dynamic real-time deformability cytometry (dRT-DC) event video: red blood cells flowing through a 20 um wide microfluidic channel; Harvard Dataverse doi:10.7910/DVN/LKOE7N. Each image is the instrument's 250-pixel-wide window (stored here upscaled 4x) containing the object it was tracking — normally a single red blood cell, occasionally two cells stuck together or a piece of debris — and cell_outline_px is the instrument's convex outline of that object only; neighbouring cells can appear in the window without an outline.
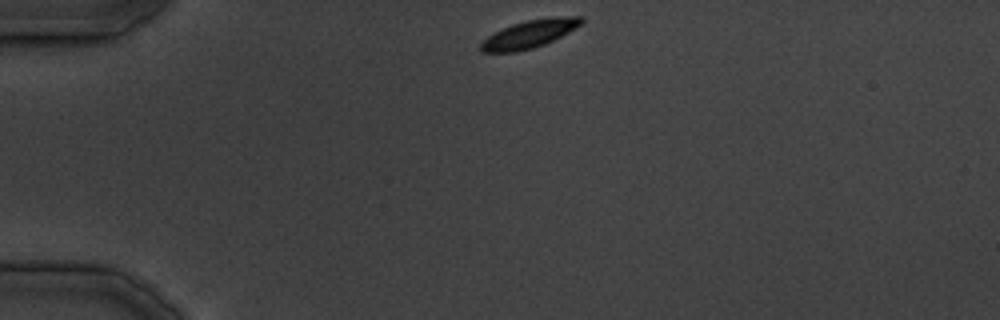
{"species": "common noctule bat (a hibernating species)", "species_latin": "Nyctalus noctula", "temperature_condition": "cold", "stored_images_in_passage": 8, "camera_frame_rate_fps": 3000, "um_per_image_px": 0.085, "animal": {"sex": "male", "body_mass_g": 19.5, "forearm_length_mm": 54.6}, "frame": {"image": 1, "passage_image": 1, "time_ms": 0.0, "image_size_px": [1000, 320], "cell_outline_px": [[584, 24], [544, 44], [532, 48], [516, 52], [480, 52], [480, 44], [488, 36], [512, 24], [528, 20], [560, 16], [584, 16]], "centroid_in_image_um": [45.04, 2.88], "position_along_channel_um": 40.0, "area_um2": 16.13}}